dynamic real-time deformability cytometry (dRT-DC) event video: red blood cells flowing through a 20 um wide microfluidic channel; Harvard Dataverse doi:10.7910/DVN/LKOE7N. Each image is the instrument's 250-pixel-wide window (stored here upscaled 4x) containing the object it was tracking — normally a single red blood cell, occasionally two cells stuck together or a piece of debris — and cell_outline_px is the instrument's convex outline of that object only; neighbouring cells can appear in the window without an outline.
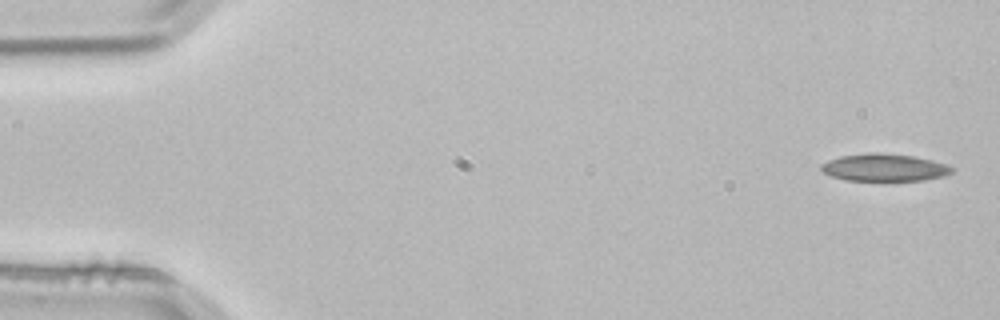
{"species": "common noctule bat (a hibernating species)", "species_latin": "Nyctalus noctula", "temperature_condition": "room temperature", "stored_images_in_passage": 3, "camera_frame_rate_fps": 3000, "um_per_image_px": 0.085, "animal": {"sex": "male", "body_mass_g": 21.5, "forearm_length_mm": 52.0}, "frame": {"image": 1, "passage_image": 1, "time_ms": 0.0, "image_size_px": [1000, 320], "cell_outline_px": [[956, 168], [952, 172], [944, 176], [924, 180], [844, 180], [832, 176], [824, 172], [820, 168], [820, 164], [828, 160], [840, 156], [872, 152], [880, 152], [912, 156], [932, 160], [948, 164]], "centroid_in_image_um": [75.19, 14.23], "position_along_channel_um": 9.8, "area_um2": 20.92}}